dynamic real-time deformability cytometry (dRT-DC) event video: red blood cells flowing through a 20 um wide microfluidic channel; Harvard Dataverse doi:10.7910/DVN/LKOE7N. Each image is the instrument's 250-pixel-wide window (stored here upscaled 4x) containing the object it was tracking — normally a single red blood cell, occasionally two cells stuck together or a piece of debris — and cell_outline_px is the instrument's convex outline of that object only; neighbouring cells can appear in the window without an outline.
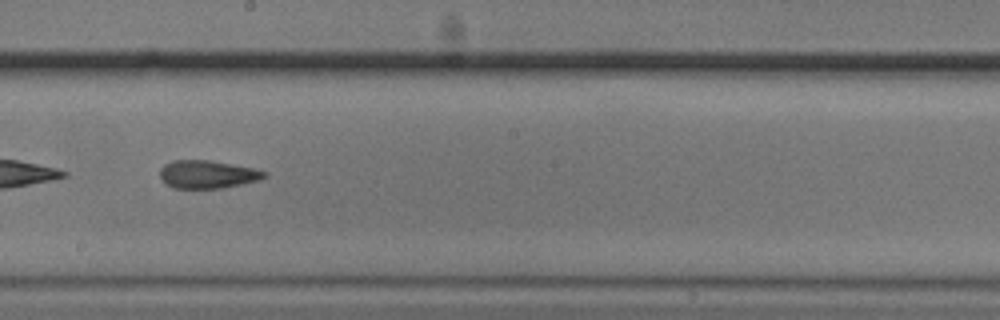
{"species": "common noctule bat (a hibernating species)", "species_latin": "Nyctalus noctula", "temperature_condition": "cold", "stored_images_in_passage": 24, "camera_frame_rate_fps": 3000, "um_per_image_px": 0.085, "animal": {"sex": "male", "body_mass_g": 20.5, "forearm_length_mm": 52.5}, "frame": {"image": 1, "passage_image": 14, "time_ms": 4.333, "image_size_px": [1000, 320], "cell_outline_px": [[268, 176], [260, 180], [220, 188], [172, 188], [160, 176], [160, 168], [164, 164], [172, 160], [208, 160], [252, 168], [268, 172]], "centroid_in_image_um": [17.64, 14.81], "position_along_channel_um": 230.6, "area_um2": 16.88}}